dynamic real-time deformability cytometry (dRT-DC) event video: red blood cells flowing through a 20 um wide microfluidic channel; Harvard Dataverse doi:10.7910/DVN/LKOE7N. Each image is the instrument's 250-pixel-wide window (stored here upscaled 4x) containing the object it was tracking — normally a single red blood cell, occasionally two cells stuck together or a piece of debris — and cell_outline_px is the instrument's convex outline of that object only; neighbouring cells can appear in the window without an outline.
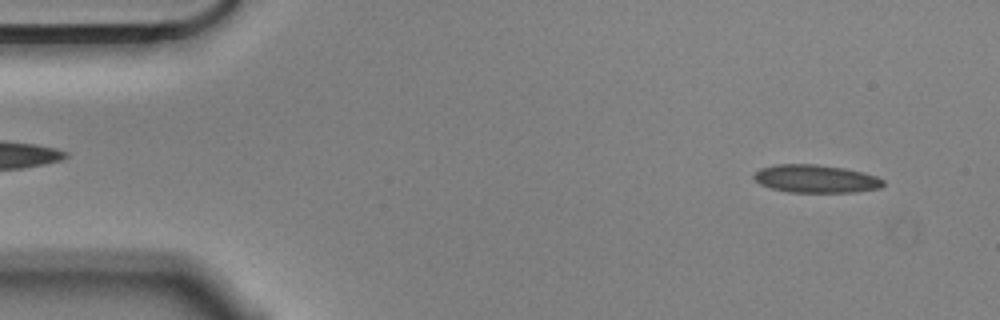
{"species": "Egyptian fruit bat (a non-hibernating species)", "species_latin": "Rousettus aegyptiacus", "temperature_condition": "cold", "stored_images_in_passage": 56, "camera_frame_rate_fps": 3000, "um_per_image_px": 0.085, "animal": {"sex": "male"}, "frame": {"image": 1, "passage_image": 5, "time_ms": 1.333, "image_size_px": [1000, 320], "cell_outline_px": [[884, 184], [880, 188], [856, 192], [788, 192], [772, 188], [760, 184], [752, 176], [760, 168], [776, 164], [816, 164], [844, 168], [876, 176], [884, 180]], "centroid_in_image_um": [69.33, 15.19], "position_along_channel_um": 15.7, "area_um2": 20.98}}
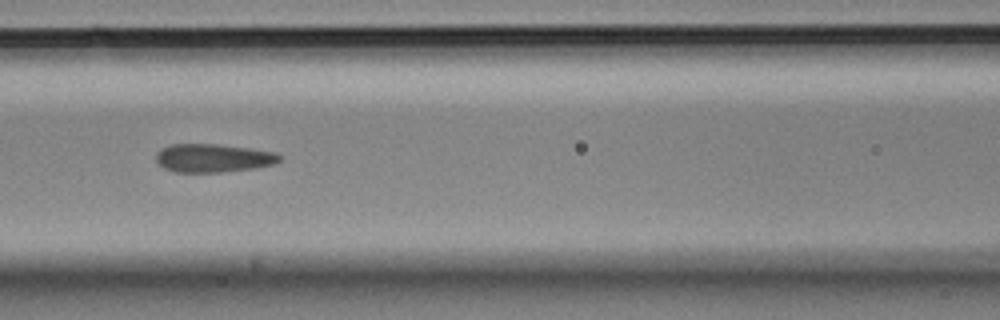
{"frame": {"image": 2, "passage_image": 24, "time_ms": 7.667, "image_size_px": [1000, 320], "cell_outline_px": [[280, 160], [276, 164], [256, 168], [220, 172], [176, 172], [164, 168], [156, 160], [156, 152], [160, 148], [172, 144], [220, 144], [252, 148], [276, 152], [280, 156]], "centroid_in_image_um": [18.14, 13.42], "position_along_channel_um": 148.5, "area_um2": 20.63}}
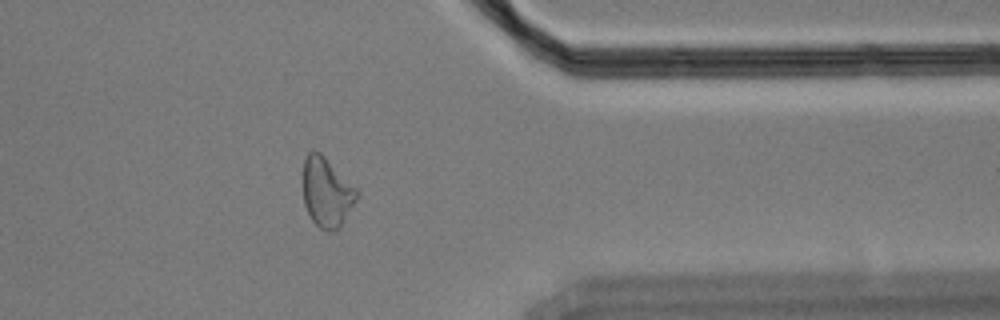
{"frame": {"image": 3, "passage_image": 45, "time_ms": 14.667, "image_size_px": [1000, 320], "cell_outline_px": [[360, 196], [340, 228], [332, 232], [328, 232], [320, 228], [312, 220], [304, 204], [304, 160], [308, 152], [320, 152], [360, 192]], "centroid_in_image_um": [27.81, 16.39], "position_along_channel_um": 383.6, "area_um2": 21.73}, "authors_computed_cell_mechanics": {"area_um2": 21.0681, "velocity_mm_per_s": 3.5533, "shape_relaxation_time_tau1_ms": null, "shape_relaxation_time_tau2_ms": 4.2019, "deformation_change_tau1": null, "deformation_change_tau2": 0.0892}}